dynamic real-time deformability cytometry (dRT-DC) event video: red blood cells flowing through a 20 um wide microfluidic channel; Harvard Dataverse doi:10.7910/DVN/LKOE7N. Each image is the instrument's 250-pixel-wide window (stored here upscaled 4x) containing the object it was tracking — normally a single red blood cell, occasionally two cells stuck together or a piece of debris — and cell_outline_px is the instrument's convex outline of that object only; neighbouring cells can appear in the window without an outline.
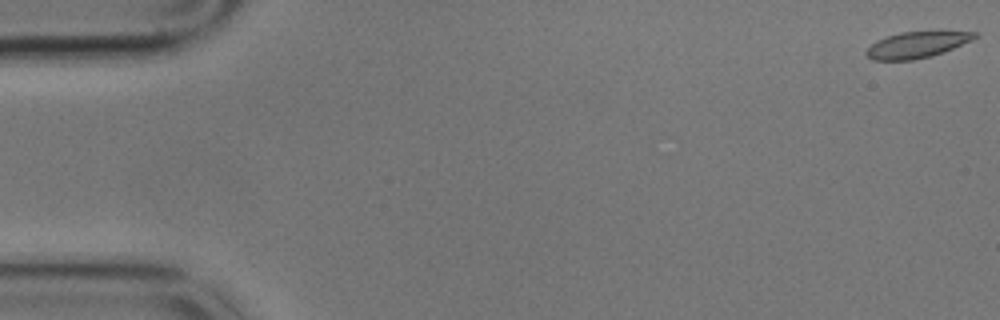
{"species": "common noctule bat (a hibernating species)", "species_latin": "Nyctalus noctula", "temperature_condition": "cold", "stored_images_in_passage": 59, "camera_frame_rate_fps": 3000, "um_per_image_px": 0.085, "animal": {"sex": "male", "body_mass_g": 17.9}, "frame": {"image": 1, "passage_image": 1, "time_ms": 0.0, "image_size_px": [1000, 320], "cell_outline_px": [[980, 36], [972, 40], [944, 52], [932, 56], [912, 60], [872, 60], [864, 52], [876, 40], [900, 32], [940, 28], [980, 32]], "centroid_in_image_um": [78.07, 3.73], "position_along_channel_um": 6.9, "area_um2": 17.57}}
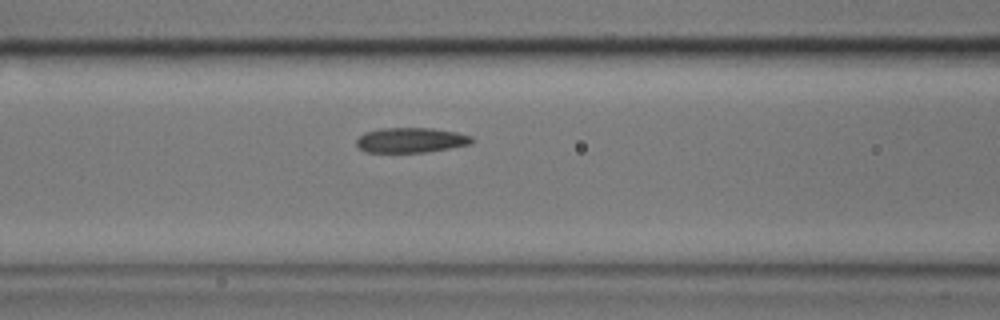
{"frame": {"image": 2, "passage_image": 24, "time_ms": 7.667, "image_size_px": [1000, 320], "cell_outline_px": [[476, 140], [472, 144], [424, 152], [364, 152], [356, 144], [356, 140], [364, 132], [380, 128], [432, 128], [456, 132], [472, 136]], "centroid_in_image_um": [34.94, 11.9], "position_along_channel_um": 131.7, "area_um2": 16.88}}
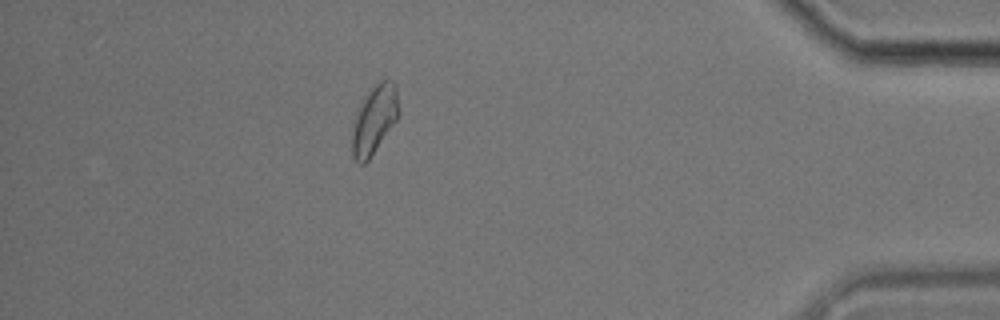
{"frame": {"image": 3, "passage_image": 52, "time_ms": 17.0, "image_size_px": [1000, 320], "cell_outline_px": [[400, 112], [396, 120], [368, 160], [364, 164], [356, 164], [352, 156], [352, 128], [356, 108], [368, 88], [380, 80], [388, 76], [396, 84]], "centroid_in_image_um": [31.8, 10.09], "position_along_channel_um": 403.4, "area_um2": 19.31}, "authors_computed_cell_mechanics": {"area_um2": 17.5712, "velocity_mm_per_s": 3.4011, "shape_relaxation_time_tau1_ms": 4.4567, "shape_relaxation_time_tau2_ms": 3.1844, "deformation_change_tau1": 0.113, "deformation_change_tau2": 0.0463}}